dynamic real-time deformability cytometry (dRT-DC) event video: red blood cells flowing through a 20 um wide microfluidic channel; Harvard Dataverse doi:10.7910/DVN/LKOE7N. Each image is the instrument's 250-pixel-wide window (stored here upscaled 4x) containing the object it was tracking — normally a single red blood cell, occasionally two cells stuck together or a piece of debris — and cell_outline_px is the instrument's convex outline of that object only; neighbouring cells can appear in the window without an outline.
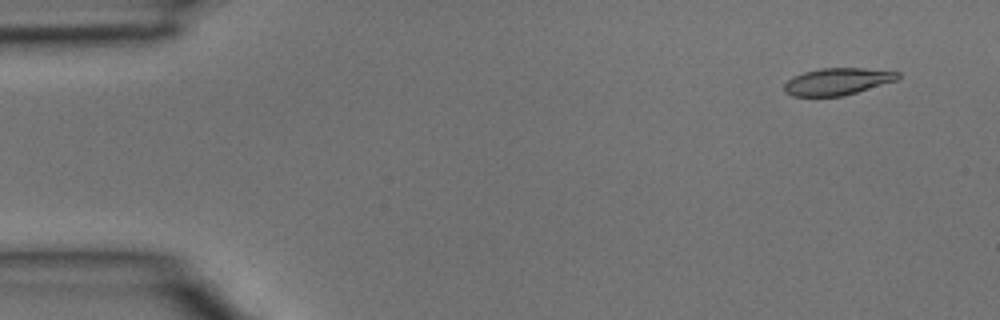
{"species": "common noctule bat (a hibernating species)", "species_latin": "Nyctalus noctula", "temperature_condition": "room temperature", "stored_images_in_passage": 4, "camera_frame_rate_fps": 3000, "um_per_image_px": 0.085, "animal": {"sex": "male", "body_mass_g": 15.6}, "frame": {"image": 1, "passage_image": 1, "time_ms": 0.0, "image_size_px": [1000, 320], "cell_outline_px": [[900, 76], [896, 80], [856, 92], [840, 96], [792, 96], [784, 92], [784, 84], [792, 76], [804, 72], [820, 68], [864, 68], [900, 72]], "centroid_in_image_um": [71.14, 6.92], "position_along_channel_um": 13.9, "area_um2": 17.74}}
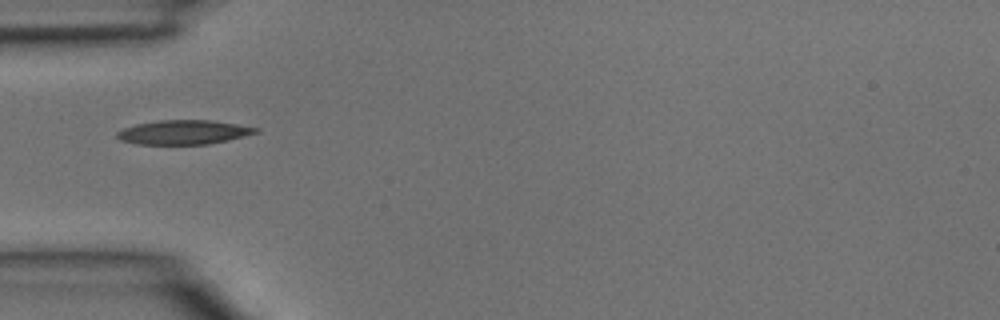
{"frame": {"image": 2, "passage_image": 4, "time_ms": 1.0, "image_size_px": [1000, 320], "cell_outline_px": [[260, 132], [228, 140], [208, 144], [136, 144], [120, 140], [116, 136], [116, 132], [124, 128], [136, 124], [160, 120], [212, 120], [260, 128]], "centroid_in_image_um": [15.62, 11.24], "position_along_channel_um": 69.4, "area_um2": 19.59}}